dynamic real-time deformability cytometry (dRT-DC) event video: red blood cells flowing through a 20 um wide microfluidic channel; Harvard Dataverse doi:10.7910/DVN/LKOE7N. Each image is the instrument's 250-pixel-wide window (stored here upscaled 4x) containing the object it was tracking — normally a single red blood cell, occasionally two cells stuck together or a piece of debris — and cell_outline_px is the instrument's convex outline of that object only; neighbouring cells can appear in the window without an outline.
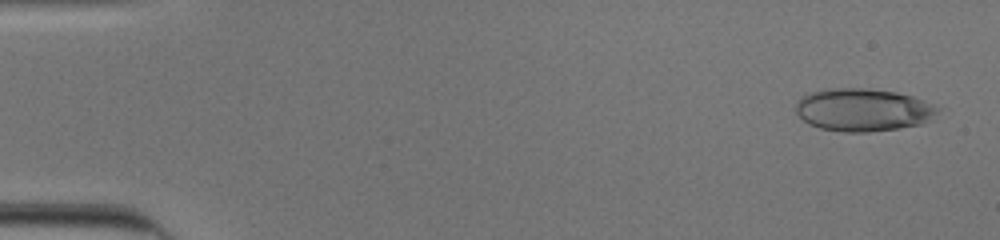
{"species": "human", "species_latin": "Homo sapiens", "temperature_condition": "cold", "stored_images_in_passage": 52, "camera_frame_rate_fps": 3000, "um_per_image_px": 0.085, "donor": {"sex": "male"}, "frame": {"image": 1, "passage_image": 2, "time_ms": 0.333, "image_size_px": [1000, 240], "cell_outline_px": [[940, 108], [928, 120], [920, 124], [896, 128], [868, 132], [844, 132], [820, 128], [808, 124], [796, 112], [796, 104], [804, 96], [812, 92], [832, 88], [864, 88], [896, 92], [912, 96], [932, 104]], "centroid_in_image_um": [73.34, 9.34], "position_along_channel_um": 11.7, "area_um2": 34.85}}
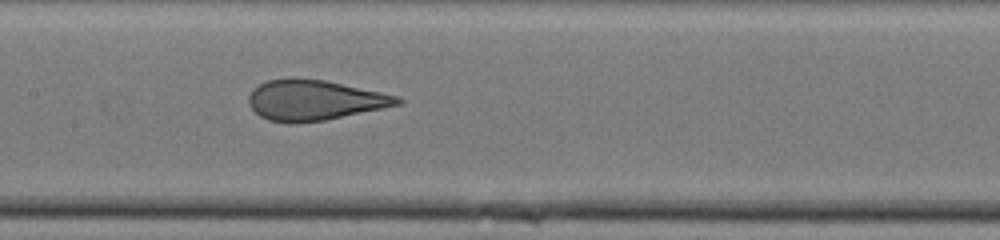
{"frame": {"image": 2, "passage_image": 26, "time_ms": 8.333, "image_size_px": [1000, 240], "cell_outline_px": [[404, 100], [400, 104], [324, 120], [288, 124], [268, 120], [260, 116], [248, 104], [248, 96], [252, 88], [268, 80], [288, 76], [292, 76], [324, 80], [400, 96]], "centroid_in_image_um": [26.67, 8.49], "position_along_channel_um": 180.7, "area_um2": 35.14}}
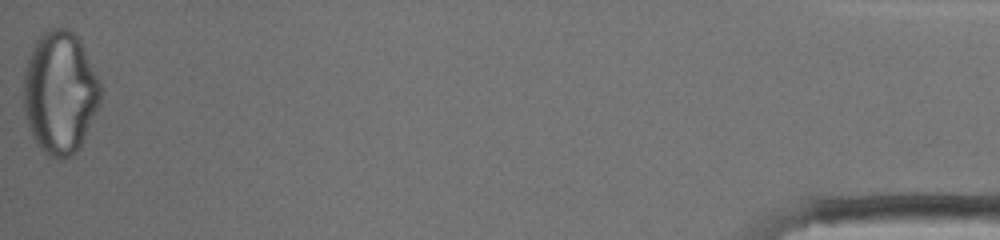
{"frame": {"image": 3, "passage_image": 52, "time_ms": 17.0, "image_size_px": [1000, 240], "cell_outline_px": [[100, 104], [80, 148], [72, 156], [60, 160], [52, 156], [40, 148], [36, 144], [32, 136], [24, 112], [24, 72], [32, 48], [36, 40], [48, 28], [68, 28], [76, 36], [100, 80]], "centroid_in_image_um": [5.1, 7.9], "position_along_channel_um": 430.1, "area_um2": 54.79}, "authors_computed_cell_mechanics": {"area_um2": 35.8649, "velocity_mm_per_s": 3.9336, "shape_relaxation_time_tau1_ms": 10.6274, "shape_relaxation_time_tau2_ms": 0.7152, "deformation_change_tau1": 0.3059, "deformation_change_tau2": 0.0676}}